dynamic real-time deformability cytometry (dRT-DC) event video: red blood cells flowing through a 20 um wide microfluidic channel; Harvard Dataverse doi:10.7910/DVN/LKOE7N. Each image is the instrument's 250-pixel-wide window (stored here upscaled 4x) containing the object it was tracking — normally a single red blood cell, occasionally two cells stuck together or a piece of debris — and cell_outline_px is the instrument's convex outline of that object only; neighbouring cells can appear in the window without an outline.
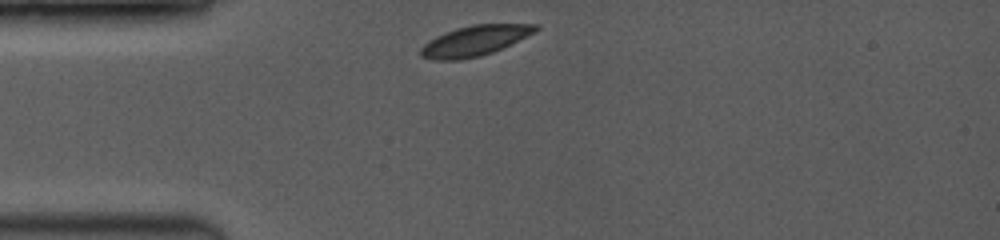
{"species": "common noctule bat (a hibernating species)", "species_latin": "Nyctalus noctula", "temperature_condition": "room temperature", "stored_images_in_passage": 21, "camera_frame_rate_fps": 3500, "um_per_image_px": 0.085, "animal": {"sex": "female", "body_mass_g": 19.0, "forearm_length_mm": 53.3}, "frame": {"image": 1, "passage_image": 1, "time_ms": 0.0, "image_size_px": [1000, 240], "cell_outline_px": [[540, 28], [536, 32], [492, 52], [480, 56], [456, 60], [436, 60], [420, 56], [420, 48], [424, 44], [436, 36], [444, 32], [456, 28], [472, 24], [540, 24]], "centroid_in_image_um": [40.35, 3.45], "position_along_channel_um": 44.6, "area_um2": 20.17}}
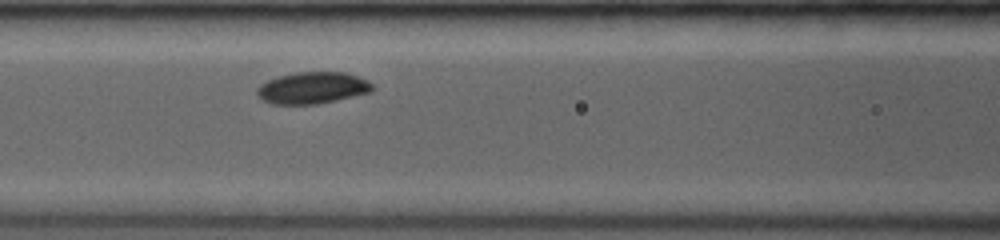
{"frame": {"image": 2, "passage_image": 15, "time_ms": 2.857, "image_size_px": [1000, 240], "cell_outline_px": [[372, 92], [336, 100], [316, 104], [272, 104], [260, 100], [256, 96], [256, 88], [260, 84], [268, 80], [280, 76], [296, 72], [344, 72], [368, 80], [372, 84]], "centroid_in_image_um": [26.51, 7.48], "position_along_channel_um": 140.1, "area_um2": 21.39}}
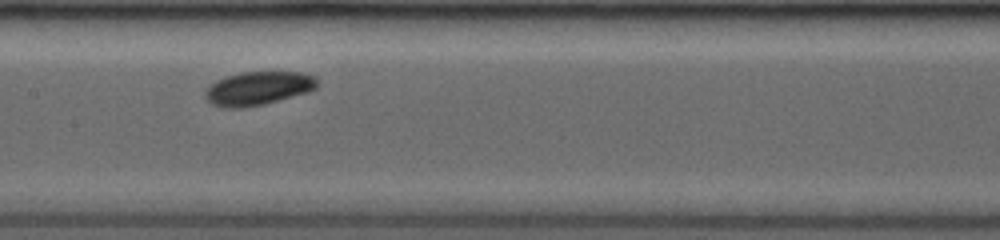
{"frame": {"image": 3, "passage_image": 20, "time_ms": 4.0, "image_size_px": [1000, 240], "cell_outline_px": [[320, 84], [316, 88], [308, 92], [264, 104], [244, 108], [220, 108], [212, 104], [204, 96], [204, 92], [216, 80], [240, 72], [300, 72], [312, 76]], "centroid_in_image_um": [21.93, 7.52], "position_along_channel_um": 185.5, "area_um2": 21.91}}